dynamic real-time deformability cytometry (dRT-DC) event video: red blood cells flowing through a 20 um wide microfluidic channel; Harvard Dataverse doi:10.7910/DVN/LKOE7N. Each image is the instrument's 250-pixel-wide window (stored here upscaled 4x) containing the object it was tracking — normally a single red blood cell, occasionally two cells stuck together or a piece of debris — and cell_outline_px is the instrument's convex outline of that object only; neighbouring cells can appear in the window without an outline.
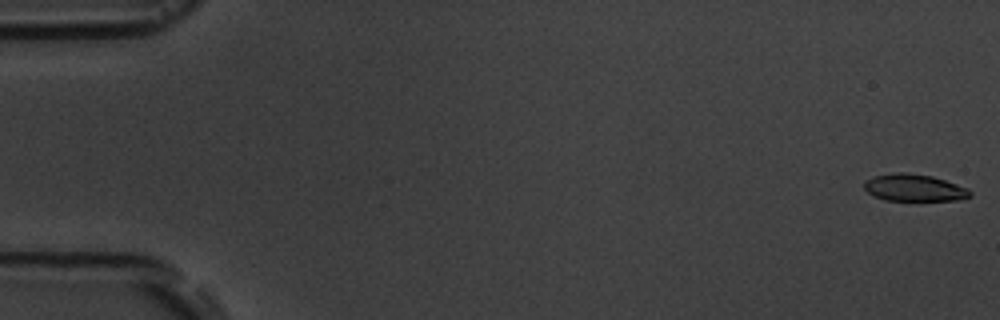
{"species": "common noctule bat (a hibernating species)", "species_latin": "Nyctalus noctula", "temperature_condition": "room temperature", "stored_images_in_passage": 6, "camera_frame_rate_fps": 3000, "um_per_image_px": 0.085, "animal": {"sex": "male", "body_mass_g": 19.5, "forearm_length_mm": 54.6}, "frame": {"image": 1, "passage_image": 1, "time_ms": 0.0, "image_size_px": [1000, 320], "cell_outline_px": [[972, 196], [960, 200], [884, 200], [868, 192], [864, 188], [864, 184], [872, 176], [896, 172], [908, 172], [932, 176], [968, 188], [972, 192]], "centroid_in_image_um": [77.73, 15.95], "position_along_channel_um": 7.3, "area_um2": 16.65}}
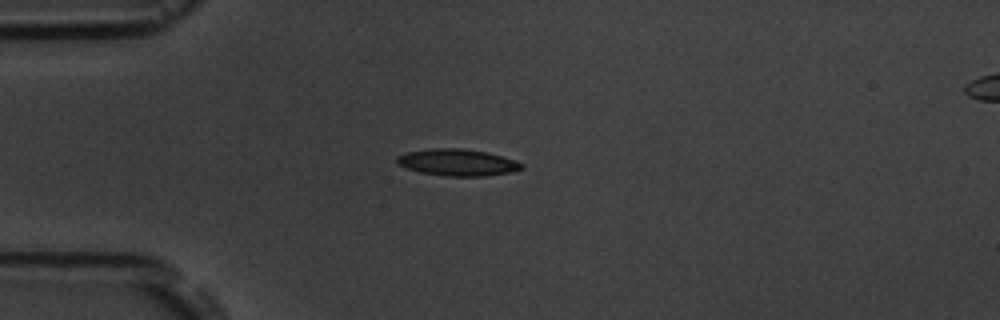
{"frame": {"image": 2, "passage_image": 5, "time_ms": 4.667, "image_size_px": [1000, 320], "cell_outline_px": [[524, 168], [508, 172], [484, 176], [448, 176], [420, 172], [396, 164], [396, 156], [408, 152], [432, 148], [460, 148], [488, 152], [516, 160], [524, 164]], "centroid_in_image_um": [38.89, 13.8], "position_along_channel_um": 46.1, "area_um2": 19.36}}